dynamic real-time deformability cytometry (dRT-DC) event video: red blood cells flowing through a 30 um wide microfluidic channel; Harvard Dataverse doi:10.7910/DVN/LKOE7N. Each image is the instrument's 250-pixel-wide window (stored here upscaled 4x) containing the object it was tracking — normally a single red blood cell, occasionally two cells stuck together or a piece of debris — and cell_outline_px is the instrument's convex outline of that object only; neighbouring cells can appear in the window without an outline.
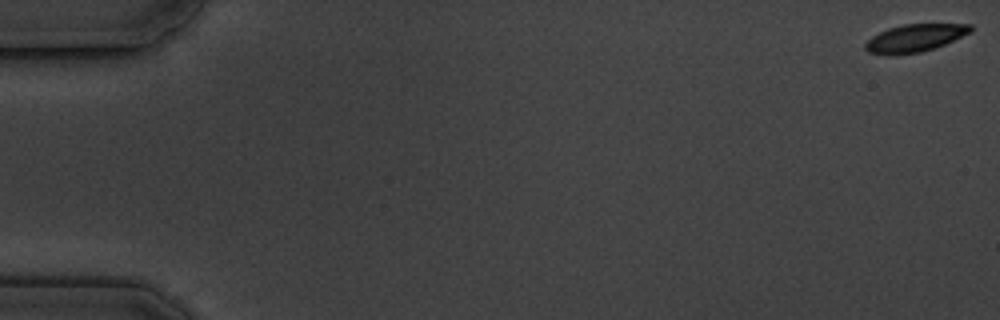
{"species": "common noctule bat (a hibernating species)", "species_latin": "Nyctalus noctula", "temperature_condition": "cold", "stored_images_in_passage": 6, "camera_frame_rate_fps": 3000, "um_per_image_px": 0.085, "animal": {"sex": "male", "body_mass_g": 19.5, "forearm_length_mm": 54.6}, "frame": {"image": 1, "passage_image": 1, "time_ms": 0.0, "image_size_px": [1000, 320], "cell_outline_px": [[972, 28], [968, 32], [944, 44], [920, 52], [892, 56], [888, 56], [868, 52], [864, 48], [864, 44], [872, 36], [888, 28], [904, 24], [972, 24]], "centroid_in_image_um": [77.67, 3.25], "position_along_channel_um": 7.3, "area_um2": 16.76}}
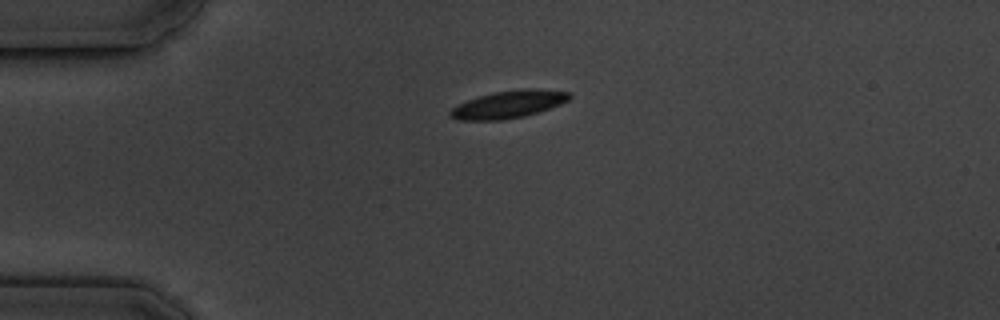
{"frame": {"image": 2, "passage_image": 5, "time_ms": 4.667, "image_size_px": [1000, 320], "cell_outline_px": [[572, 96], [568, 100], [560, 104], [524, 116], [500, 120], [456, 120], [448, 116], [448, 112], [456, 104], [476, 96], [492, 92], [524, 88], [536, 88], [568, 92]], "centroid_in_image_um": [43.14, 8.86], "position_along_channel_um": 41.9, "area_um2": 19.25}}